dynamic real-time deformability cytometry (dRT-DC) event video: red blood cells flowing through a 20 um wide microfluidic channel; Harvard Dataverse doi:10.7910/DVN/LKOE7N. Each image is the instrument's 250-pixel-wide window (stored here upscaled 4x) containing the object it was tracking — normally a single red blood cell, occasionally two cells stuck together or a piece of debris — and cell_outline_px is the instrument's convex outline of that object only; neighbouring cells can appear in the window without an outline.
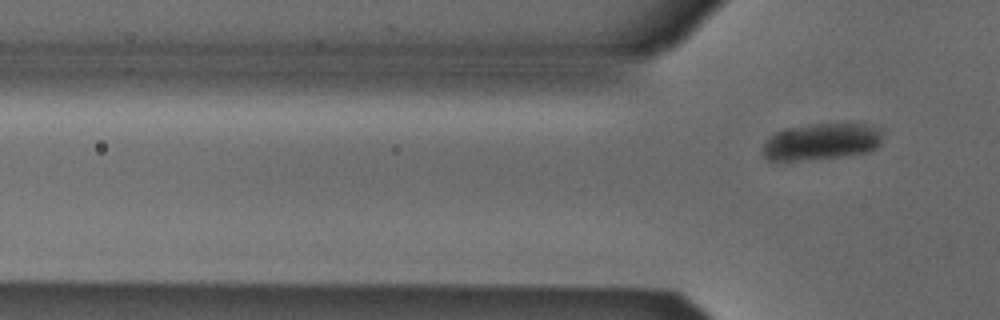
{"species": "Egyptian fruit bat (a non-hibernating species)", "species_latin": "Rousettus aegyptiacus", "temperature_condition": "cold", "stored_images_in_passage": 4, "segment_of_instrument_passage": [2, 2], "camera_frame_rate_fps": 3000, "um_per_image_px": 0.085, "animal": {"sex": "male"}, "frame": {"image": 1, "passage_image": 4, "time_ms": 1.0, "image_size_px": [1000, 320], "cell_outline_px": [[880, 144], [876, 148], [868, 152], [840, 156], [800, 160], [768, 160], [760, 152], [760, 148], [764, 140], [776, 132], [788, 128], [808, 124], [864, 124], [880, 128]], "centroid_in_image_um": [69.75, 12.04], "position_along_channel_um": 56.1, "area_um2": 25.55}}